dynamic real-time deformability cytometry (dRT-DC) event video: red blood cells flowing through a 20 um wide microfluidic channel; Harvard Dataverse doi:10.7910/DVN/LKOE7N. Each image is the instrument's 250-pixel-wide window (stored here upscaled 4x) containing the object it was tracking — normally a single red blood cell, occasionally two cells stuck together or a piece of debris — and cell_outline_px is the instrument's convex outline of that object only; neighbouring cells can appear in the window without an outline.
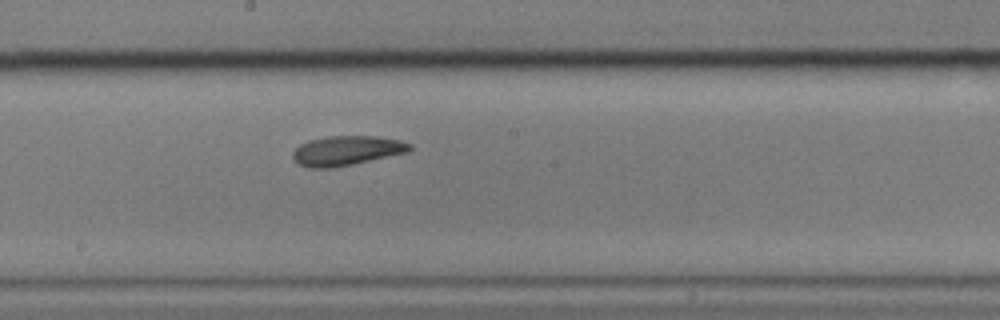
{"species": "common noctule bat (a hibernating species)", "species_latin": "Nyctalus noctula", "temperature_condition": "cold", "stored_images_in_passage": 8, "camera_frame_rate_fps": 3000, "um_per_image_px": 0.085, "animal": {"sex": "male", "body_mass_g": 17.9}, "frame": {"image": 1, "passage_image": 8, "time_ms": 9.333, "image_size_px": [1000, 320], "cell_outline_px": [[412, 148], [408, 152], [352, 164], [332, 168], [308, 168], [296, 164], [292, 160], [292, 152], [300, 144], [308, 140], [328, 136], [376, 136], [400, 140], [412, 144]], "centroid_in_image_um": [29.42, 12.81], "position_along_channel_um": 218.8, "area_um2": 20.35}}